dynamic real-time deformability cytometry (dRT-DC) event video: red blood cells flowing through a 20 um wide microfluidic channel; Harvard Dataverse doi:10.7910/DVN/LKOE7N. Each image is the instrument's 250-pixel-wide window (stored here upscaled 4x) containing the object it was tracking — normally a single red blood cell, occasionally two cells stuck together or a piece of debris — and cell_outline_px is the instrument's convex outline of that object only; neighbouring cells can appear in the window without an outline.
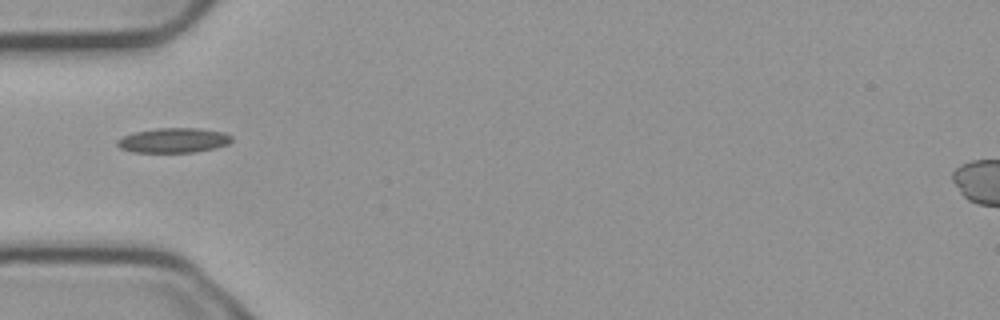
{"species": "common noctule bat (a hibernating species)", "species_latin": "Nyctalus noctula", "temperature_condition": "cold", "stored_images_in_passage": 38, "camera_frame_rate_fps": 3000, "um_per_image_px": 0.085, "animal": {"sex": "male", "body_mass_g": 23.1, "forearm_length_mm": 52.7}, "frame": {"image": 1, "passage_image": 1, "time_ms": 0.0, "image_size_px": [1000, 320], "cell_outline_px": [[232, 140], [228, 144], [196, 152], [136, 152], [120, 148], [116, 144], [116, 140], [124, 136], [136, 132], [156, 128], [200, 128], [224, 132], [232, 136]], "centroid_in_image_um": [14.76, 11.92], "position_along_channel_um": 70.2, "area_um2": 16.42}}
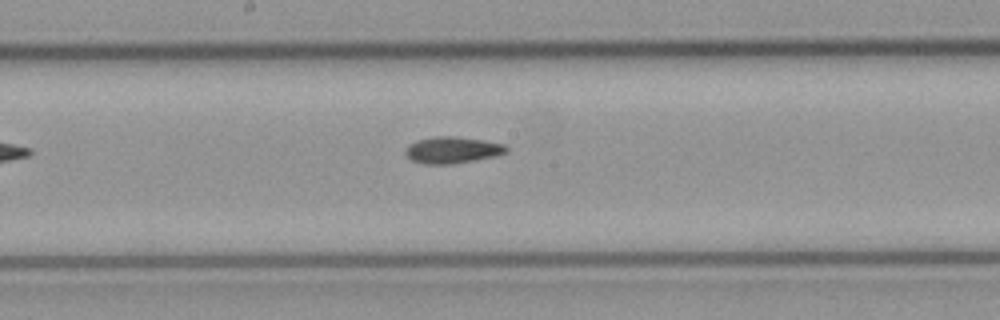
{"frame": {"image": 2, "passage_image": 12, "time_ms": 3.667, "image_size_px": [1000, 320], "cell_outline_px": [[508, 152], [496, 156], [452, 164], [424, 164], [412, 160], [404, 152], [408, 144], [416, 140], [436, 136], [456, 136], [484, 140], [504, 144], [508, 148]], "centroid_in_image_um": [38.45, 12.74], "position_along_channel_um": 209.7, "area_um2": 15.72}}
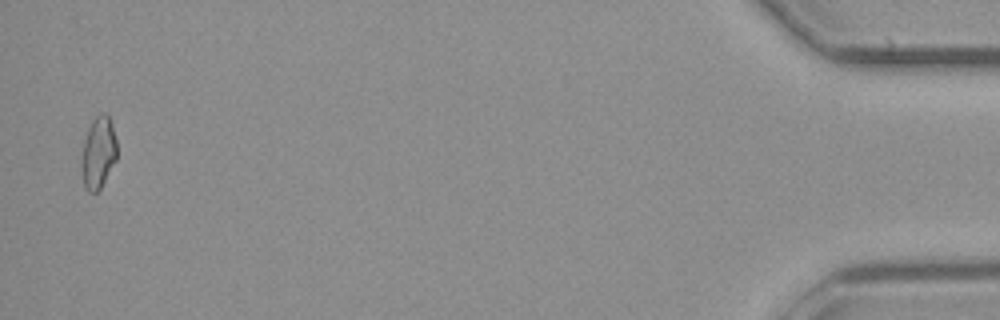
{"frame": {"image": 3, "passage_image": 37, "time_ms": 12.0, "image_size_px": [1000, 320], "cell_outline_px": [[116, 160], [100, 188], [96, 192], [88, 192], [84, 188], [80, 168], [80, 156], [84, 140], [88, 128], [92, 120], [100, 112], [104, 112], [108, 116], [112, 124], [116, 140]], "centroid_in_image_um": [8.32, 12.98], "position_along_channel_um": 426.9, "area_um2": 15.09}, "authors_computed_cell_mechanics": {"area_um2": 15.028, "velocity_mm_per_s": 3.7677, "shape_relaxation_time_tau1_ms": null, "shape_relaxation_time_tau2_ms": 8.8423, "deformation_change_tau1": null, "deformation_change_tau2": 0.1427}}